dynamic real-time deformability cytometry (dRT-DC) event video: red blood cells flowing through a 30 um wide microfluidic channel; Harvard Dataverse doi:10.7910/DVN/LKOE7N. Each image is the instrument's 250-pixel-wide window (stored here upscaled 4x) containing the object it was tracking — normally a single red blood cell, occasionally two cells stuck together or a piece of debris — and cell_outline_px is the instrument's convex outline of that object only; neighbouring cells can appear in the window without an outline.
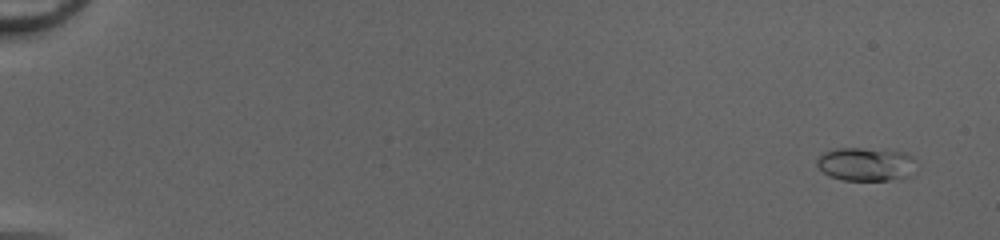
{"species": "common noctule bat (a hibernating species)", "species_latin": "Nyctalus noctula", "temperature_condition": "cold", "stored_images_in_passage": 18, "camera_frame_rate_fps": 3000, "um_per_image_px": 0.085, "animal": {"sex": "female", "body_mass_g": 20.0, "forearm_length_mm": 54.0}, "frame": {"image": 1, "passage_image": 4, "time_ms": 1.0, "image_size_px": [1000, 240], "cell_outline_px": [[916, 160], [908, 176], [888, 180], [844, 180], [832, 176], [824, 172], [816, 164], [816, 160], [824, 152], [836, 148], [884, 148], [904, 152], [912, 156]], "centroid_in_image_um": [73.6, 13.92], "position_along_channel_um": 11.4, "area_um2": 19.36}}
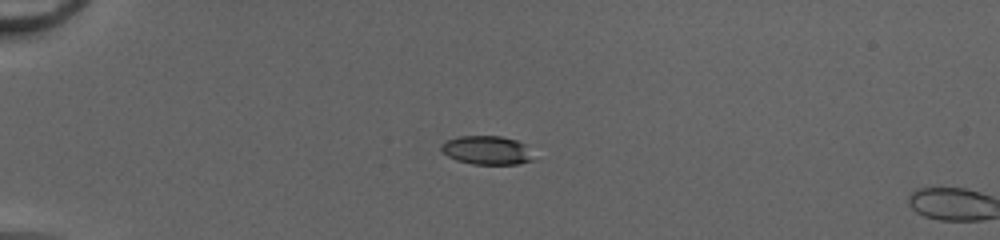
{"frame": {"image": 2, "passage_image": 16, "time_ms": 5.0, "image_size_px": [1000, 240], "cell_outline_px": [[536, 160], [520, 164], [472, 164], [456, 160], [440, 152], [440, 144], [444, 140], [460, 136], [500, 136], [516, 140], [528, 144]], "centroid_in_image_um": [41.41, 12.77], "position_along_channel_um": 43.6, "area_um2": 15.95}}